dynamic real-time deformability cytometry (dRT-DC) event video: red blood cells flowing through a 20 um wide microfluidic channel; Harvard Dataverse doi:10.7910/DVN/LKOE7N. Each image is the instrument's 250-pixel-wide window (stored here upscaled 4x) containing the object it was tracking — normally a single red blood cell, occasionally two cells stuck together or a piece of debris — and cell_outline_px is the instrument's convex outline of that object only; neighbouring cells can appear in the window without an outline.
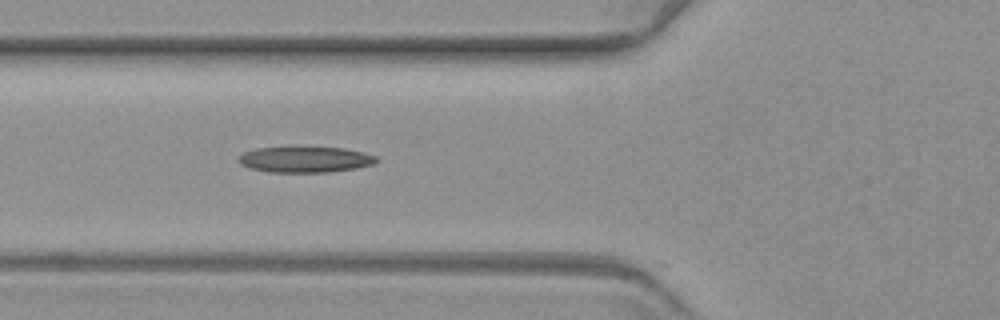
{"species": "common noctule bat (a hibernating species)", "species_latin": "Nyctalus noctula", "temperature_condition": "warm", "stored_images_in_passage": 44, "camera_frame_rate_fps": 3000, "um_per_image_px": 0.085, "animal": {"sex": "female", "body_mass_g": 19.3, "forearm_length_mm": 54.1}, "frame": {"image": 1, "passage_image": 7, "time_ms": 2.0, "image_size_px": [1000, 320], "cell_outline_px": [[380, 160], [372, 164], [356, 168], [328, 172], [268, 172], [252, 168], [240, 164], [236, 160], [236, 156], [244, 152], [256, 148], [344, 148], [364, 152], [376, 156]], "centroid_in_image_um": [25.92, 13.56], "position_along_channel_um": 99.9, "area_um2": 20.63}}
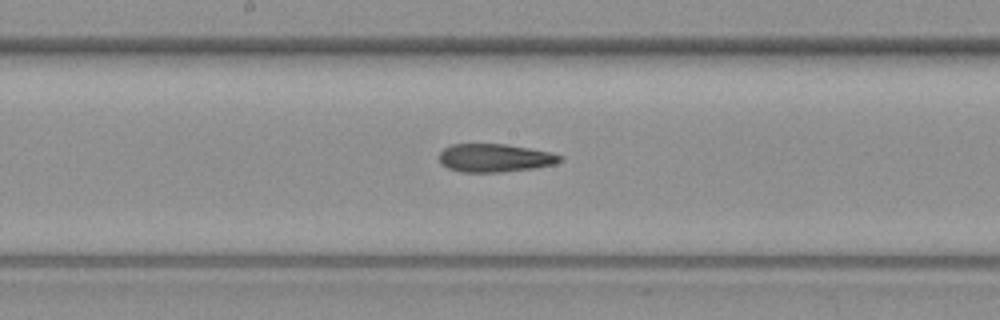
{"frame": {"image": 2, "passage_image": 16, "time_ms": 5.0, "image_size_px": [1000, 320], "cell_outline_px": [[564, 160], [556, 164], [536, 168], [500, 172], [460, 172], [448, 168], [440, 164], [440, 152], [444, 148], [452, 144], [504, 144], [528, 148], [548, 152], [560, 156]], "centroid_in_image_um": [42.04, 13.43], "position_along_channel_um": 206.2, "area_um2": 19.83}}
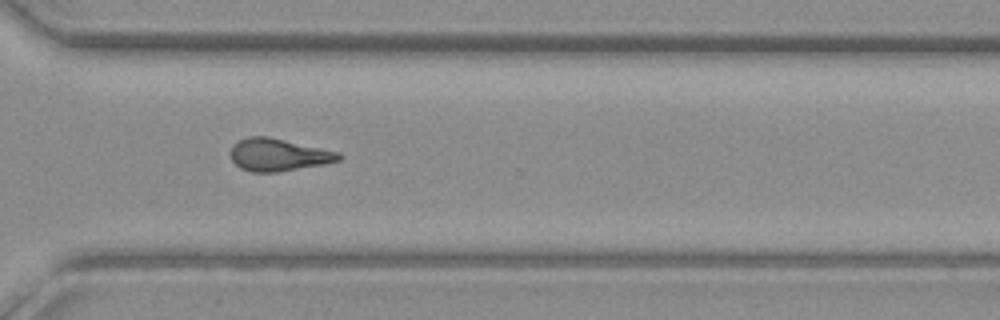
{"frame": {"image": 3, "passage_image": 28, "time_ms": 9.0, "image_size_px": [1000, 320], "cell_outline_px": [[344, 156], [340, 160], [324, 164], [276, 172], [252, 172], [240, 168], [232, 160], [232, 144], [248, 136], [268, 136], [340, 152]], "centroid_in_image_um": [23.69, 13.15], "position_along_channel_um": 346.9, "area_um2": 20.4}}